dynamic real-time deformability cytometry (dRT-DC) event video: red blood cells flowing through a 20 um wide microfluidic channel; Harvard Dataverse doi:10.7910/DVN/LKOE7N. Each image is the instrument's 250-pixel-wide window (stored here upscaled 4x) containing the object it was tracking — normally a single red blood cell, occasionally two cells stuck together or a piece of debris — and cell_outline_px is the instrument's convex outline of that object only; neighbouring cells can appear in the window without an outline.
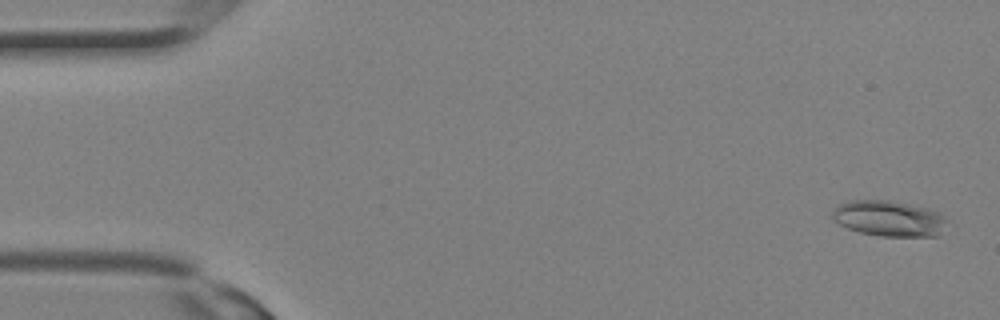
{"species": "Egyptian fruit bat (a non-hibernating species)", "species_latin": "Rousettus aegyptiacus", "temperature_condition": "room temperature", "stored_images_in_passage": 23, "camera_frame_rate_fps": 3000, "um_per_image_px": 0.085, "animal": {"sex": "female"}, "frame": {"image": 1, "passage_image": 1, "time_ms": 0.0, "image_size_px": [1000, 320], "cell_outline_px": [[948, 220], [940, 236], [880, 236], [860, 232], [848, 228], [840, 224], [832, 216], [832, 208], [848, 200], [888, 200], [928, 208], [940, 212]], "centroid_in_image_um": [75.59, 18.57], "position_along_channel_um": 9.4, "area_um2": 23.99}}
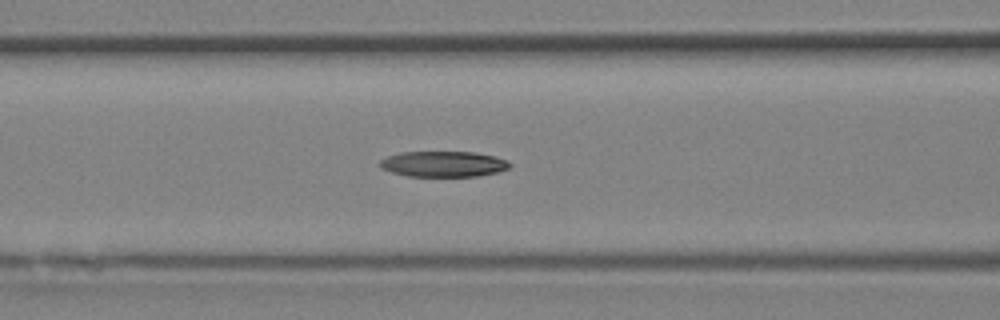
{"frame": {"image": 2, "passage_image": 13, "time_ms": 4.0, "image_size_px": [1000, 320], "cell_outline_px": [[512, 164], [508, 168], [496, 172], [480, 176], [408, 176], [392, 172], [380, 168], [380, 160], [388, 156], [400, 152], [476, 152], [496, 156], [508, 160]], "centroid_in_image_um": [37.71, 13.93], "position_along_channel_um": 128.9, "area_um2": 19.48}}
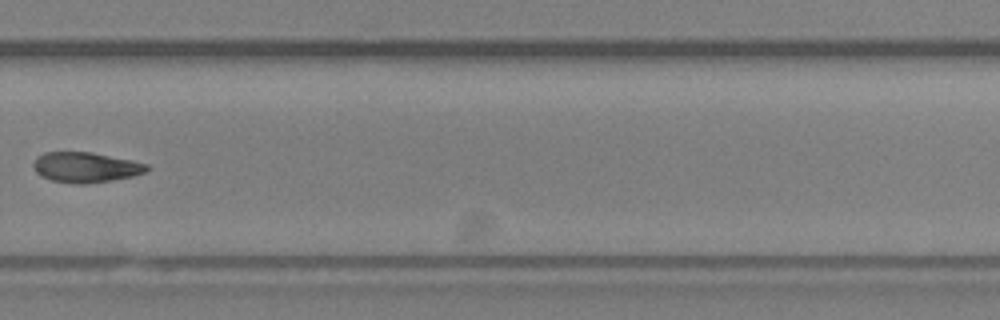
{"frame": {"image": 3, "passage_image": 22, "time_ms": 7.0, "image_size_px": [1000, 320], "cell_outline_px": [[148, 168], [144, 172], [132, 176], [112, 180], [84, 184], [76, 184], [52, 180], [36, 172], [32, 164], [36, 156], [44, 152], [92, 152], [132, 160], [148, 164]], "centroid_in_image_um": [7.26, 14.21], "position_along_channel_um": 322.5, "area_um2": 19.88}}